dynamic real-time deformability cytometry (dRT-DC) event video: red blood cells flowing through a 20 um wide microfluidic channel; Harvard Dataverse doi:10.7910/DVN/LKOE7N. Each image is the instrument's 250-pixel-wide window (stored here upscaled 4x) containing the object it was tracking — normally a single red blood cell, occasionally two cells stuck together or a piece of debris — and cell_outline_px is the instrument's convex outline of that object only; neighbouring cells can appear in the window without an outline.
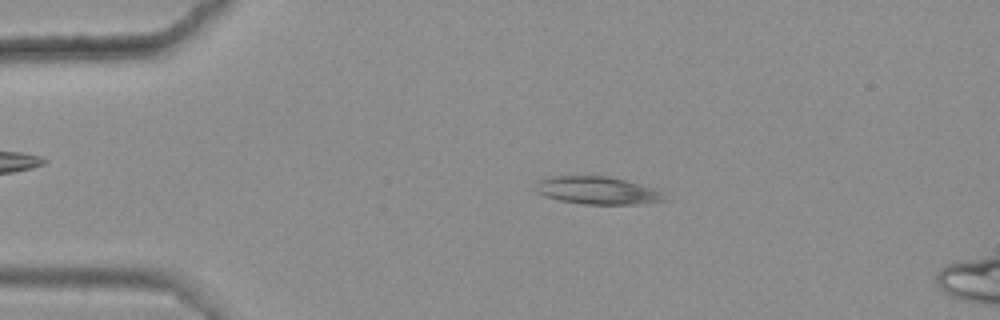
{"species": "common noctule bat (a hibernating species)", "species_latin": "Nyctalus noctula", "temperature_condition": "warm", "stored_images_in_passage": 48, "camera_frame_rate_fps": 3000, "um_per_image_px": 0.085, "animal": {"sex": "female", "body_mass_g": 25.1}, "frame": {"image": 1, "passage_image": 11, "time_ms": 3.333, "image_size_px": [1000, 320], "cell_outline_px": [[668, 200], [636, 204], [584, 204], [560, 200], [544, 196], [536, 192], [536, 180], [548, 176], [608, 176], [640, 184], [652, 188], [660, 192]], "centroid_in_image_um": [50.71, 16.18], "position_along_channel_um": 34.3, "area_um2": 20.69}}
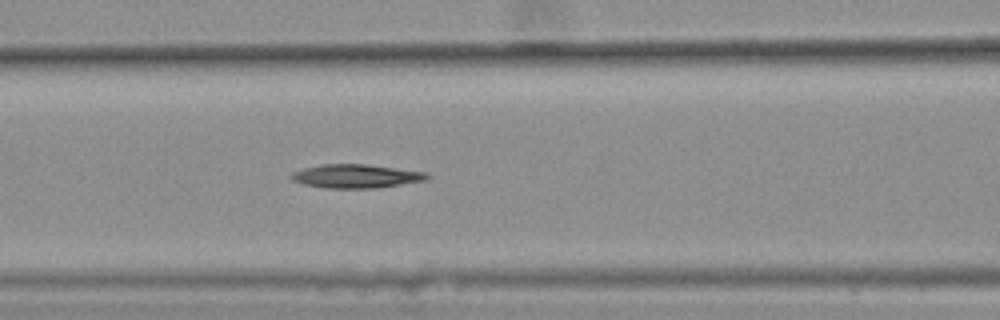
{"frame": {"image": 2, "passage_image": 23, "time_ms": 7.333, "image_size_px": [1000, 320], "cell_outline_px": [[432, 176], [424, 180], [376, 188], [328, 188], [304, 184], [292, 180], [288, 176], [292, 172], [304, 168], [320, 164], [368, 164], [428, 172]], "centroid_in_image_um": [30.26, 14.96], "position_along_channel_um": 136.3, "area_um2": 18.79}}
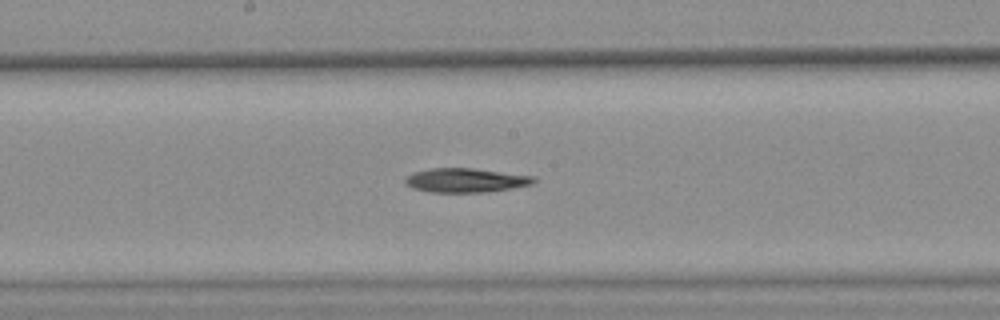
{"frame": {"image": 3, "passage_image": 29, "time_ms": 9.333, "image_size_px": [1000, 320], "cell_outline_px": [[536, 180], [532, 184], [512, 188], [484, 192], [432, 192], [416, 188], [404, 184], [404, 180], [408, 176], [416, 172], [432, 168], [472, 168], [536, 176]], "centroid_in_image_um": [39.63, 15.32], "position_along_channel_um": 208.6, "area_um2": 17.86}}